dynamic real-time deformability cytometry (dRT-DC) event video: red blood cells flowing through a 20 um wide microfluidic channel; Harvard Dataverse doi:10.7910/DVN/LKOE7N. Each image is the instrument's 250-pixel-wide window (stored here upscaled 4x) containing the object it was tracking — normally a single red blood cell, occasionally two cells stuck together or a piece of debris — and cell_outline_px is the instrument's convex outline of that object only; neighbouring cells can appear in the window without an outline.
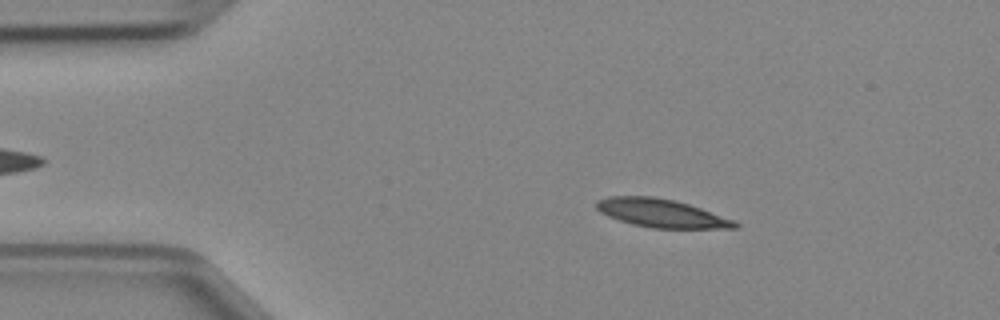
{"species": "Egyptian fruit bat (a non-hibernating species)", "species_latin": "Rousettus aegyptiacus", "temperature_condition": "cold", "stored_images_in_passage": 46, "camera_frame_rate_fps": 3000, "um_per_image_px": 0.085, "animal": {"sex": "female"}, "frame": {"image": 1, "passage_image": 7, "time_ms": 2.0, "image_size_px": [1000, 320], "cell_outline_px": [[740, 228], [652, 228], [632, 224], [608, 216], [600, 212], [596, 208], [596, 200], [608, 196], [652, 196], [676, 200], [700, 208], [732, 220], [740, 224]], "centroid_in_image_um": [56.17, 18.11], "position_along_channel_um": 28.8, "area_um2": 22.72}}
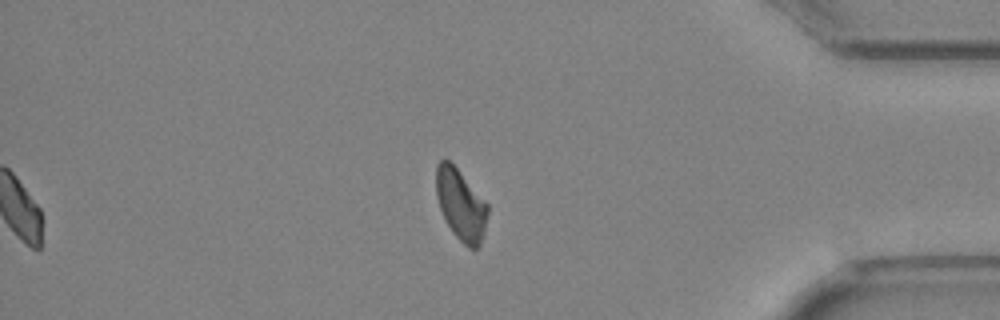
{"frame": {"image": 2, "passage_image": 39, "time_ms": 12.667, "image_size_px": [1000, 320], "cell_outline_px": [[488, 212], [484, 232], [480, 244], [476, 248], [468, 248], [452, 232], [440, 208], [436, 196], [436, 164], [440, 160], [448, 160], [456, 168], [488, 204]], "centroid_in_image_um": [39.16, 17.4], "position_along_channel_um": 396.0, "area_um2": 20.98}}
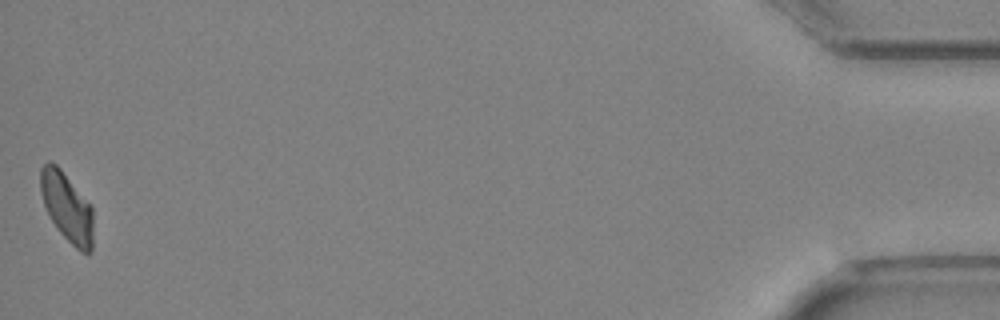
{"frame": {"image": 3, "passage_image": 46, "time_ms": 15.0, "image_size_px": [1000, 320], "cell_outline_px": [[92, 252], [80, 252], [60, 232], [52, 220], [44, 204], [40, 192], [40, 168], [48, 160], [56, 164], [60, 168], [92, 208]], "centroid_in_image_um": [5.66, 17.59], "position_along_channel_um": 429.5, "area_um2": 20.75}}